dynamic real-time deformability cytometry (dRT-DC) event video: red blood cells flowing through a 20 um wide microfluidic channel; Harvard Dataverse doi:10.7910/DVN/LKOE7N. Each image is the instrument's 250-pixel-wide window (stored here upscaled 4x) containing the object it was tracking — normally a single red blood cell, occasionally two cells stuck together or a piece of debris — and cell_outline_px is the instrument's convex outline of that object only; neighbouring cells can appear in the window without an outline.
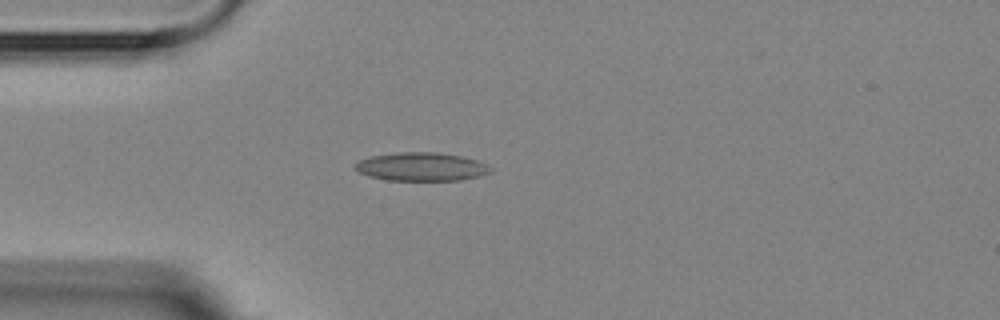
{"species": "Egyptian fruit bat (a non-hibernating species)", "species_latin": "Rousettus aegyptiacus", "temperature_condition": "room temperature", "stored_images_in_passage": 4, "camera_frame_rate_fps": 3000, "um_per_image_px": 0.085, "animal": {"sex": "female"}, "frame": {"image": 1, "passage_image": 3, "time_ms": 2.333, "image_size_px": [1000, 320], "cell_outline_px": [[492, 172], [480, 176], [460, 180], [388, 180], [368, 176], [360, 172], [352, 164], [356, 160], [368, 156], [396, 152], [436, 152], [464, 156], [480, 160], [488, 164], [492, 168]], "centroid_in_image_um": [35.83, 14.15], "position_along_channel_um": 49.2, "area_um2": 22.89}}